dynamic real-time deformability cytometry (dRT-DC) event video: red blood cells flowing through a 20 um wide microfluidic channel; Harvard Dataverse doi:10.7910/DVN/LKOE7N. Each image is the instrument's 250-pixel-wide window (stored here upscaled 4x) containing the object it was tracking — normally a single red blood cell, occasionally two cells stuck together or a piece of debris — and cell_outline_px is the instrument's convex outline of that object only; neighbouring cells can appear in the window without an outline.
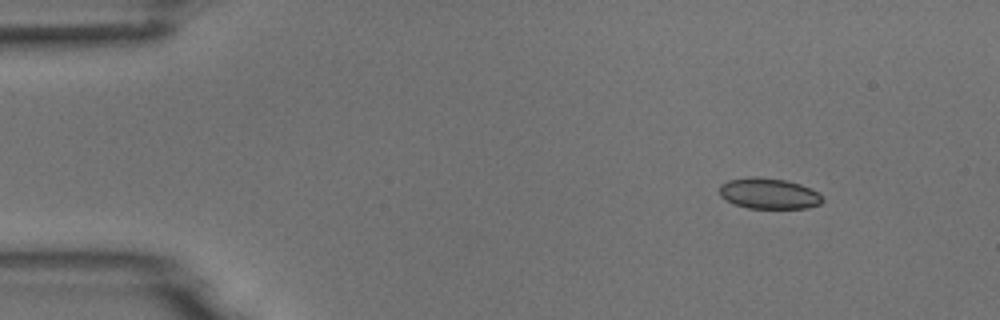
{"species": "common noctule bat (a hibernating species)", "species_latin": "Nyctalus noctula", "temperature_condition": "room temperature", "stored_images_in_passage": 9, "camera_frame_rate_fps": 3000, "um_per_image_px": 0.085, "animal": {"sex": "male", "body_mass_g": 18.8}, "frame": {"image": 1, "passage_image": 2, "time_ms": 1.0, "image_size_px": [1000, 320], "cell_outline_px": [[824, 200], [820, 204], [808, 208], [748, 208], [732, 204], [720, 196], [720, 184], [728, 180], [756, 176], [784, 180], [800, 184], [816, 192]], "centroid_in_image_um": [65.31, 16.46], "position_along_channel_um": 19.7, "area_um2": 18.38}}